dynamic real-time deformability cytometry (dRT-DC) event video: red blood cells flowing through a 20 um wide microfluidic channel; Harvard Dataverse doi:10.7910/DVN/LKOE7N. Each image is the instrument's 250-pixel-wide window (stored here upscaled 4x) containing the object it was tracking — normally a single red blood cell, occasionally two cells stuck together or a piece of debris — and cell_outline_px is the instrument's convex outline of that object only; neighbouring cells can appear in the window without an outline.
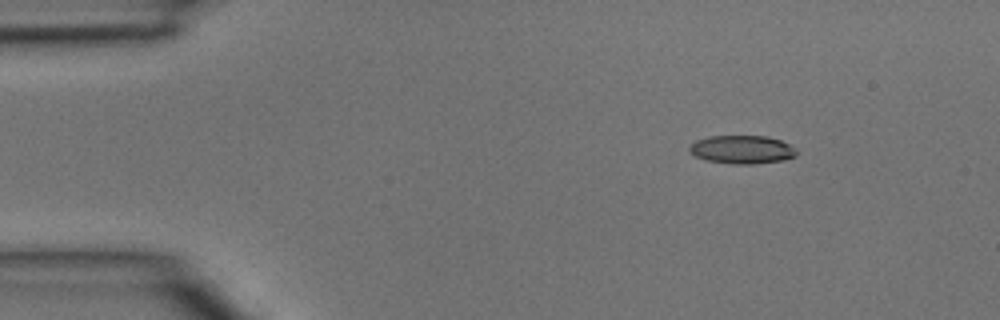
{"species": "common noctule bat (a hibernating species)", "species_latin": "Nyctalus noctula", "temperature_condition": "room temperature", "stored_images_in_passage": 39, "camera_frame_rate_fps": 3000, "um_per_image_px": 0.085, "animal": {"sex": "male", "body_mass_g": 15.6}, "frame": {"image": 1, "passage_image": 1, "time_ms": 0.0, "image_size_px": [1000, 320], "cell_outline_px": [[800, 152], [796, 156], [784, 160], [756, 164], [732, 164], [708, 160], [696, 156], [688, 152], [688, 148], [696, 140], [708, 136], [768, 136], [780, 140], [796, 148]], "centroid_in_image_um": [63.11, 12.71], "position_along_channel_um": 21.9, "area_um2": 17.86}}
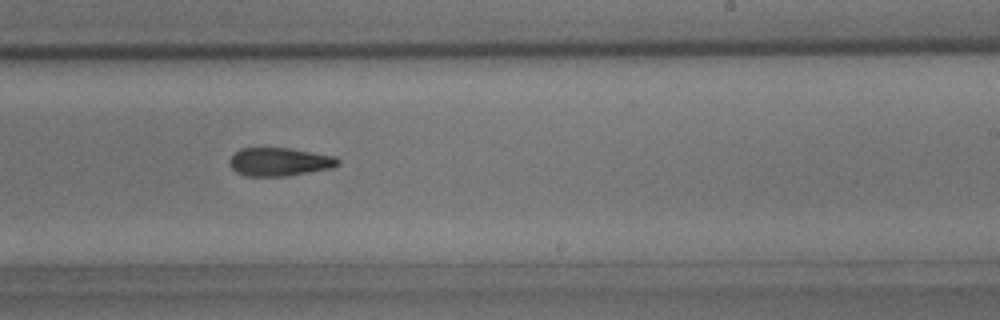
{"frame": {"image": 2, "passage_image": 22, "time_ms": 7.0, "image_size_px": [1000, 320], "cell_outline_px": [[340, 164], [332, 168], [288, 176], [244, 176], [236, 172], [228, 164], [228, 160], [240, 148], [288, 148], [336, 156], [340, 160]], "centroid_in_image_um": [23.76, 13.76], "position_along_channel_um": 265.2, "area_um2": 18.03}}
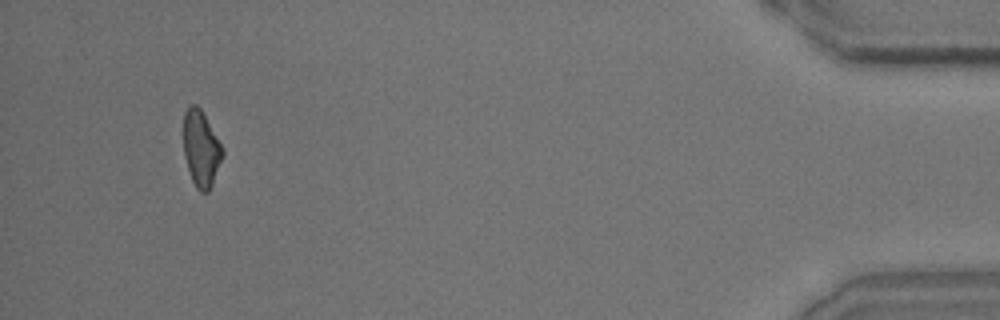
{"frame": {"image": 3, "passage_image": 37, "time_ms": 12.0, "image_size_px": [1000, 320], "cell_outline_px": [[224, 156], [212, 184], [208, 192], [200, 192], [196, 188], [192, 180], [184, 156], [184, 112], [192, 104], [196, 104], [200, 108], [224, 148]], "centroid_in_image_um": [17.11, 12.65], "position_along_channel_um": 418.1, "area_um2": 17.28}}